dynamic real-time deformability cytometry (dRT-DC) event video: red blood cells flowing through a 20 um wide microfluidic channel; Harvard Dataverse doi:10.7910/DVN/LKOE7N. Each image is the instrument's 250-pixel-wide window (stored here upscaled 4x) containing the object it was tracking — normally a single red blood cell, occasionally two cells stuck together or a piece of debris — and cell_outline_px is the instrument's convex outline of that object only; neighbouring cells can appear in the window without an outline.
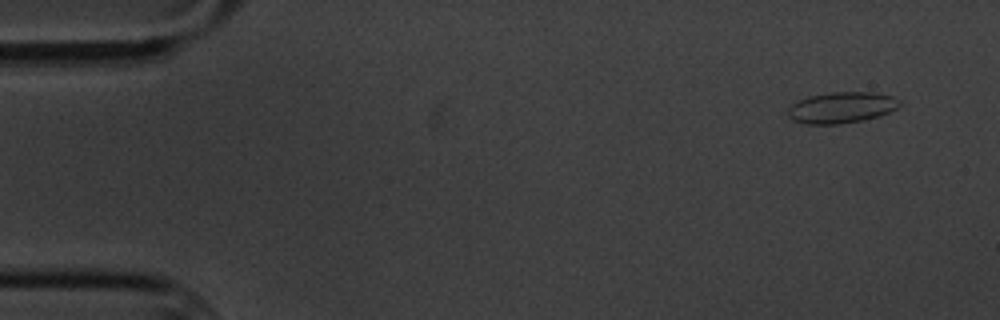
{"species": "common noctule bat (a hibernating species)", "species_latin": "Nyctalus noctula", "temperature_condition": "cold", "stored_images_in_passage": 4, "camera_frame_rate_fps": 3000, "um_per_image_px": 0.085, "animal": {"sex": "male", "body_mass_g": 20.1, "forearm_length_mm": 53.5}, "frame": {"image": 1, "passage_image": 1, "time_ms": 0.0, "image_size_px": [1000, 320], "cell_outline_px": [[900, 104], [896, 108], [880, 116], [864, 120], [840, 124], [808, 124], [792, 120], [788, 116], [788, 108], [792, 104], [808, 96], [828, 92], [872, 92], [892, 96], [900, 100]], "centroid_in_image_um": [71.52, 9.14], "position_along_channel_um": 13.5, "area_um2": 20.29}}
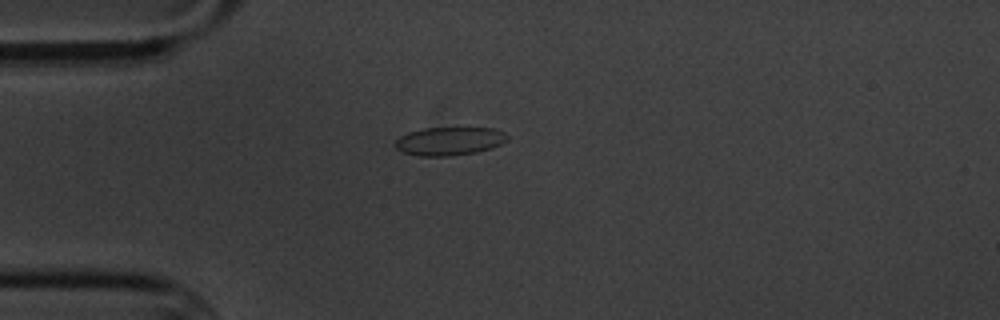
{"frame": {"image": 2, "passage_image": 4, "time_ms": 3.667, "image_size_px": [1000, 320], "cell_outline_px": [[508, 140], [492, 148], [476, 152], [448, 156], [420, 156], [404, 152], [396, 148], [392, 144], [400, 136], [408, 132], [424, 128], [492, 128], [504, 132], [508, 136]], "centroid_in_image_um": [38.18, 11.99], "position_along_channel_um": 46.8, "area_um2": 18.5}}